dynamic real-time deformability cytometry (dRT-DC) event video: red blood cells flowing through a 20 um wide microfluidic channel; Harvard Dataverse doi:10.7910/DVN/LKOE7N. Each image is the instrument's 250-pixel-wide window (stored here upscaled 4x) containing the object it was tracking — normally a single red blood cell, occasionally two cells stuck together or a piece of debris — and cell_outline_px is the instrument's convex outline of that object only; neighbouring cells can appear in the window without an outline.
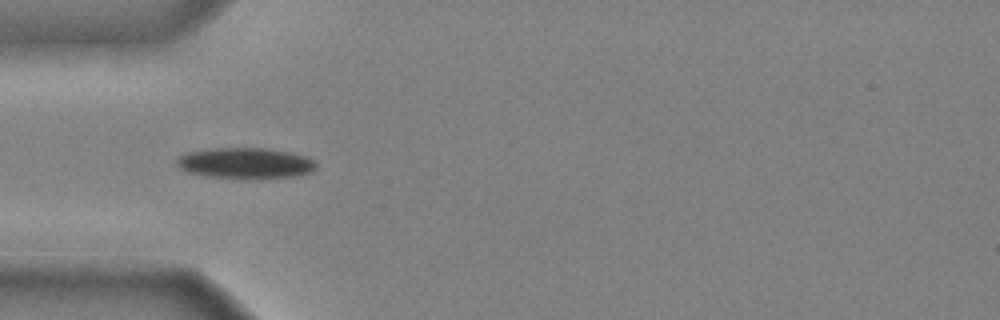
{"species": "common noctule bat (a hibernating species)", "species_latin": "Nyctalus noctula", "temperature_condition": "cold", "stored_images_in_passage": 22, "camera_frame_rate_fps": 3000, "um_per_image_px": 0.085, "animal": {"sex": "male", "body_mass_g": 20.4}, "frame": {"image": 1, "passage_image": 4, "time_ms": 1.0, "image_size_px": [1000, 320], "cell_outline_px": [[316, 168], [312, 172], [296, 176], [208, 176], [188, 172], [180, 168], [176, 164], [176, 160], [180, 156], [188, 152], [216, 148], [264, 148], [288, 152], [304, 156], [312, 160], [316, 164]], "centroid_in_image_um": [20.84, 13.83], "position_along_channel_um": 64.2, "area_um2": 23.93}}